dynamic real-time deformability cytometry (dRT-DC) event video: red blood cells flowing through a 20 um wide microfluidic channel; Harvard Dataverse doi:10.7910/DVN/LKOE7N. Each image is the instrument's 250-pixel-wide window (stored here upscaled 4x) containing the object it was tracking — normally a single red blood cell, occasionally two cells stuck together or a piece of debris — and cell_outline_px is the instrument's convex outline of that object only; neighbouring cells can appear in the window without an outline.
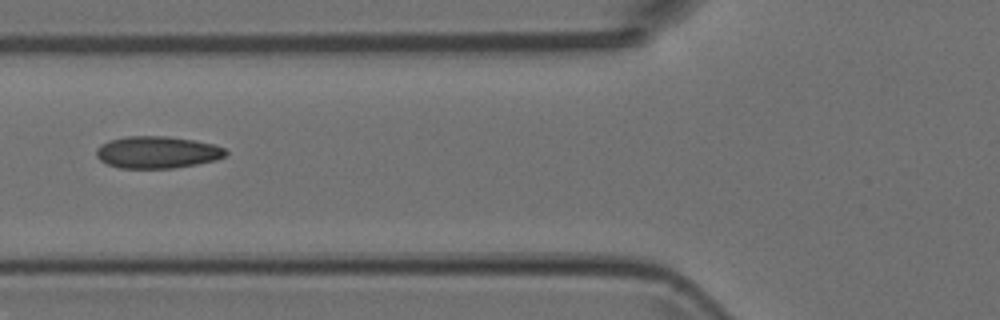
{"species": "Egyptian fruit bat (a non-hibernating species)", "species_latin": "Rousettus aegyptiacus", "temperature_condition": "room temperature", "stored_images_in_passage": 5, "camera_frame_rate_fps": 3000, "um_per_image_px": 0.085, "animal": {"sex": "female"}, "frame": {"image": 1, "passage_image": 5, "time_ms": 1.333, "image_size_px": [1000, 320], "cell_outline_px": [[228, 152], [224, 156], [216, 160], [196, 164], [172, 168], [120, 168], [108, 164], [100, 160], [96, 156], [96, 148], [100, 144], [112, 140], [128, 136], [168, 136], [192, 140], [212, 144], [224, 148]], "centroid_in_image_um": [13.34, 12.94], "position_along_channel_um": 112.5, "area_um2": 23.99}}